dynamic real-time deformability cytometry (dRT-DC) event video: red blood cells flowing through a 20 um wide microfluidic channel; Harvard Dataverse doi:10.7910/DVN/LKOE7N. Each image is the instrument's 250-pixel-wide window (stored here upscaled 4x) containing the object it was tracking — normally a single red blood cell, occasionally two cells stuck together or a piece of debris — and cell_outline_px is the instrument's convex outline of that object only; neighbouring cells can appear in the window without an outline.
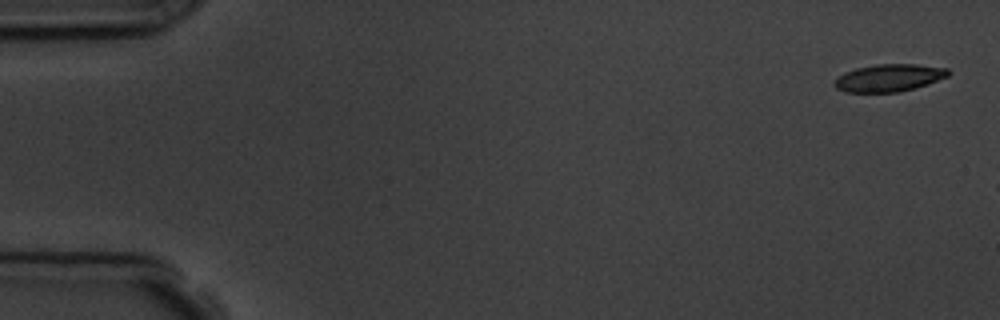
{"species": "common noctule bat (a hibernating species)", "species_latin": "Nyctalus noctula", "temperature_condition": "room temperature", "stored_images_in_passage": 3, "camera_frame_rate_fps": 3000, "um_per_image_px": 0.085, "animal": {"sex": "male", "body_mass_g": 19.5, "forearm_length_mm": 54.6}, "frame": {"image": 1, "passage_image": 1, "time_ms": 0.0, "image_size_px": [1000, 320], "cell_outline_px": [[952, 72], [948, 76], [900, 92], [844, 92], [836, 88], [832, 84], [844, 72], [856, 68], [876, 64], [916, 64], [948, 68]], "centroid_in_image_um": [75.54, 6.61], "position_along_channel_um": 9.5, "area_um2": 18.03}}